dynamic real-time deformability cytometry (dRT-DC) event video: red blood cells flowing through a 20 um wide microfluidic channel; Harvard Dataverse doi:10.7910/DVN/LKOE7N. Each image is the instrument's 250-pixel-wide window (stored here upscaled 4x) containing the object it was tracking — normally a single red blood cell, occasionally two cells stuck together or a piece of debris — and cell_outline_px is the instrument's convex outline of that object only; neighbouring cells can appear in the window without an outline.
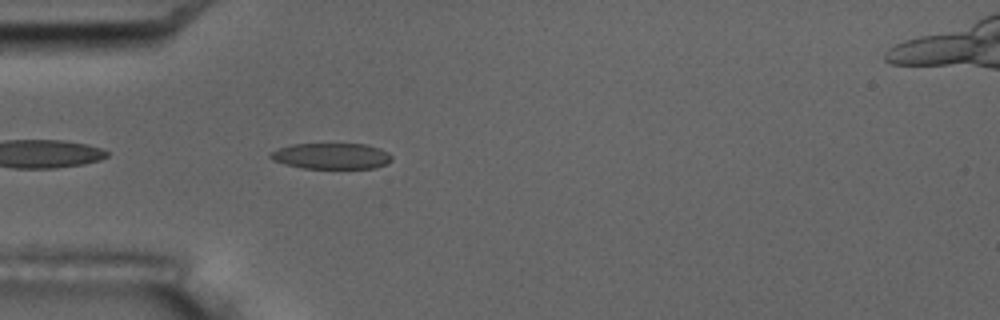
{"species": "common noctule bat (a hibernating species)", "species_latin": "Nyctalus noctula", "temperature_condition": "room temperature", "stored_images_in_passage": 5, "camera_frame_rate_fps": 3000, "um_per_image_px": 0.085, "animal": {"sex": "male", "body_mass_g": 17.5, "forearm_length_mm": 52.3}, "frame": {"image": 1, "passage_image": 5, "time_ms": 5.333, "image_size_px": [1000, 320], "cell_outline_px": [[392, 160], [388, 164], [376, 168], [300, 168], [284, 164], [272, 160], [268, 156], [268, 152], [292, 144], [364, 144], [380, 148], [388, 152], [392, 156]], "centroid_in_image_um": [28.17, 13.27], "position_along_channel_um": 56.8, "area_um2": 18.55}}